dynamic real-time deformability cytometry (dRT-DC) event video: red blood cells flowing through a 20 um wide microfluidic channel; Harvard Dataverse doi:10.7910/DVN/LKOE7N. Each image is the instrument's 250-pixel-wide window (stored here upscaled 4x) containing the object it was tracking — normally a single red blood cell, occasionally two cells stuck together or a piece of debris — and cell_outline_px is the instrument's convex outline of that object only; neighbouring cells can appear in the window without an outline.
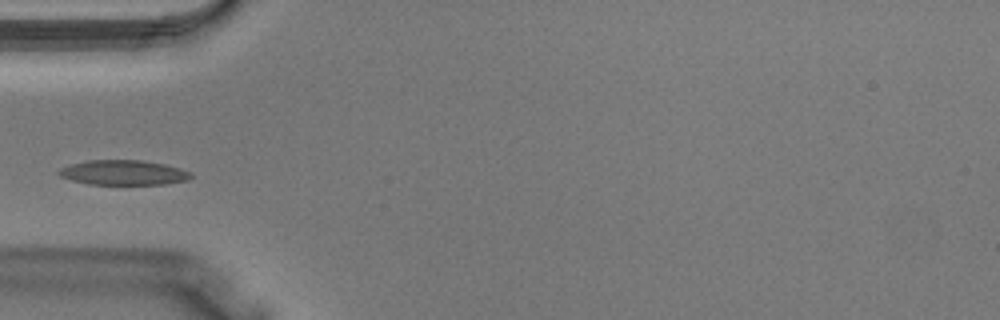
{"species": "Egyptian fruit bat (a non-hibernating species)", "species_latin": "Rousettus aegyptiacus", "temperature_condition": "warm", "stored_images_in_passage": 28, "camera_frame_rate_fps": 3000, "um_per_image_px": 0.085, "animal": {"sex": "male"}, "frame": {"image": 1, "passage_image": 1, "time_ms": 0.0, "image_size_px": [1000, 320], "cell_outline_px": [[192, 176], [188, 180], [164, 184], [88, 184], [72, 180], [60, 176], [56, 172], [60, 168], [72, 164], [88, 160], [140, 160], [164, 164], [180, 168], [192, 172]], "centroid_in_image_um": [10.5, 14.67], "position_along_channel_um": 74.5, "area_um2": 19.07}}
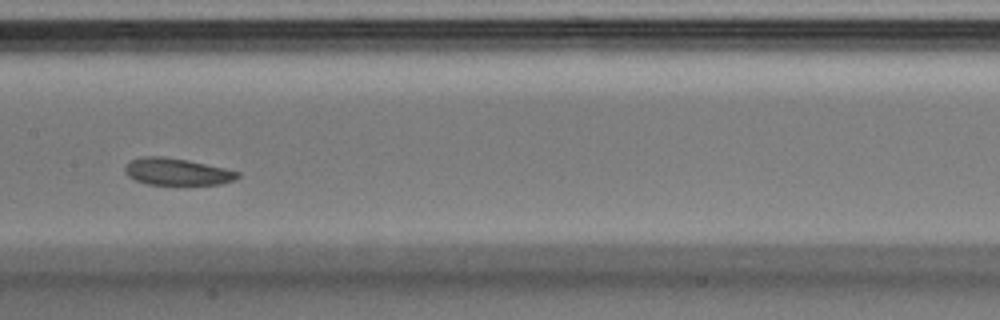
{"frame": {"image": 2, "passage_image": 8, "time_ms": 2.333, "image_size_px": [1000, 320], "cell_outline_px": [[240, 176], [236, 180], [220, 184], [148, 184], [136, 180], [128, 176], [124, 168], [132, 160], [144, 156], [164, 156], [188, 160], [224, 168], [240, 172]], "centroid_in_image_um": [15.08, 14.59], "position_along_channel_um": 192.3, "area_um2": 17.51}}
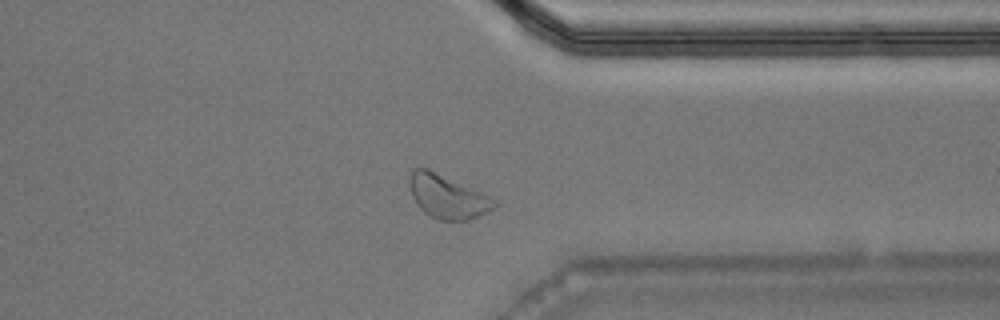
{"frame": {"image": 3, "passage_image": 19, "time_ms": 6.0, "image_size_px": [1000, 320], "cell_outline_px": [[496, 204], [492, 208], [476, 216], [464, 220], [436, 220], [424, 212], [416, 204], [412, 196], [408, 184], [408, 180], [412, 172], [416, 168], [428, 168], [488, 196], [496, 200]], "centroid_in_image_um": [37.95, 16.71], "position_along_channel_um": 373.5, "area_um2": 20.98}}